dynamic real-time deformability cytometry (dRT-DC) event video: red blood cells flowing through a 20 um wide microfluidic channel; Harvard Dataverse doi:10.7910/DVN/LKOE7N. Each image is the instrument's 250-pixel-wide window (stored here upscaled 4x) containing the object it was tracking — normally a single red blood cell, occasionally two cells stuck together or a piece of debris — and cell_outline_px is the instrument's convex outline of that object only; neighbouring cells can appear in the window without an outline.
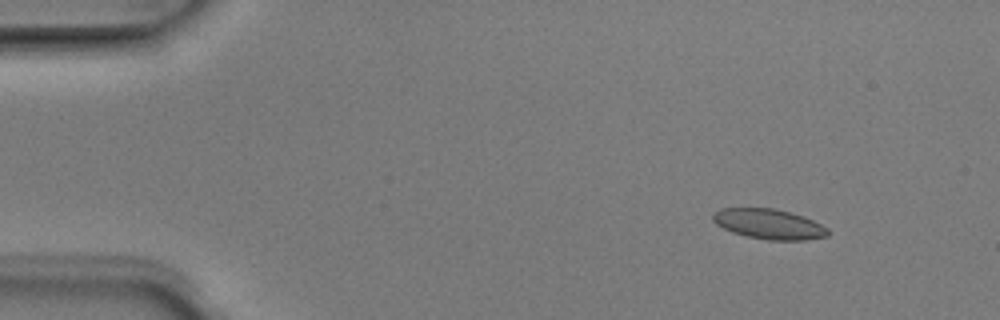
{"species": "Egyptian fruit bat (a non-hibernating species)", "species_latin": "Rousettus aegyptiacus", "temperature_condition": "room temperature", "stored_images_in_passage": 4, "camera_frame_rate_fps": 3000, "um_per_image_px": 0.085, "animal": {"sex": "male"}, "frame": {"image": 1, "passage_image": 1, "time_ms": 0.0, "image_size_px": [1000, 320], "cell_outline_px": [[828, 236], [804, 240], [768, 240], [748, 236], [732, 232], [716, 224], [712, 220], [712, 212], [720, 208], [772, 208], [792, 212], [804, 216], [828, 228]], "centroid_in_image_um": [65.34, 19.03], "position_along_channel_um": 19.7, "area_um2": 20.23}}
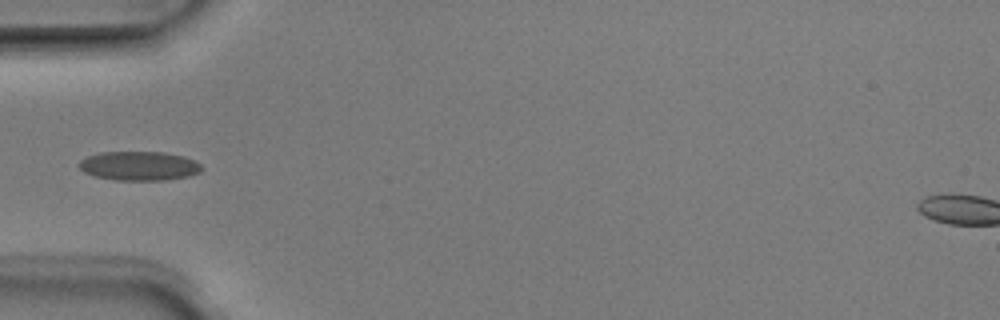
{"frame": {"image": 2, "passage_image": 4, "time_ms": 1.0, "image_size_px": [1000, 320], "cell_outline_px": [[200, 172], [188, 176], [164, 180], [116, 180], [96, 176], [84, 172], [76, 164], [80, 160], [88, 156], [100, 152], [164, 152], [184, 156], [196, 160], [200, 164]], "centroid_in_image_um": [11.81, 14.09], "position_along_channel_um": 73.2, "area_um2": 20.81}}